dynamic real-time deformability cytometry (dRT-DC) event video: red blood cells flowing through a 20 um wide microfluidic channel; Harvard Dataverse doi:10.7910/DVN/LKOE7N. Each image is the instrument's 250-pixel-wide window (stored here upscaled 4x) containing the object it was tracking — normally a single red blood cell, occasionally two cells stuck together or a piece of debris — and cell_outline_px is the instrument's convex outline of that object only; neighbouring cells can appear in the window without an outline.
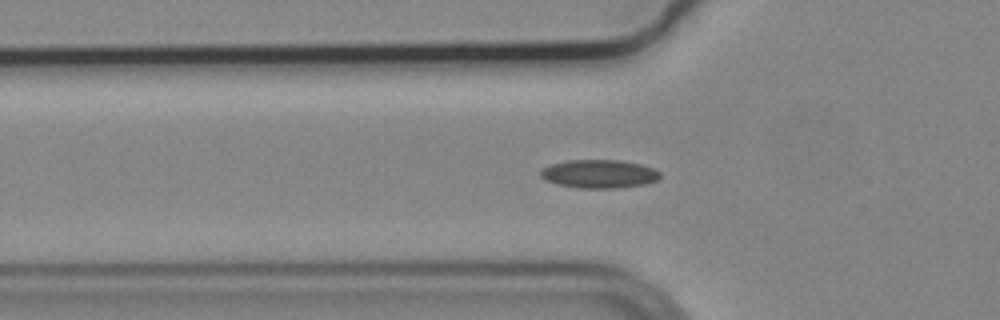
{"species": "common noctule bat (a hibernating species)", "species_latin": "Nyctalus noctula", "temperature_condition": "cold", "stored_images_in_passage": 56, "segment_of_instrument_passage": [1, 2], "camera_frame_rate_fps": 3000, "um_per_image_px": 0.085, "animal": {"sex": "male", "body_mass_g": 19.2, "forearm_length_mm": 51.8}, "frame": {"image": 1, "passage_image": 18, "time_ms": 5.667, "image_size_px": [1000, 320], "cell_outline_px": [[660, 176], [656, 180], [644, 184], [616, 188], [576, 188], [556, 184], [544, 180], [540, 176], [540, 172], [544, 168], [552, 164], [568, 160], [620, 160], [640, 164], [652, 168], [660, 172]], "centroid_in_image_um": [50.89, 14.78], "position_along_channel_um": 74.9, "area_um2": 19.71}}
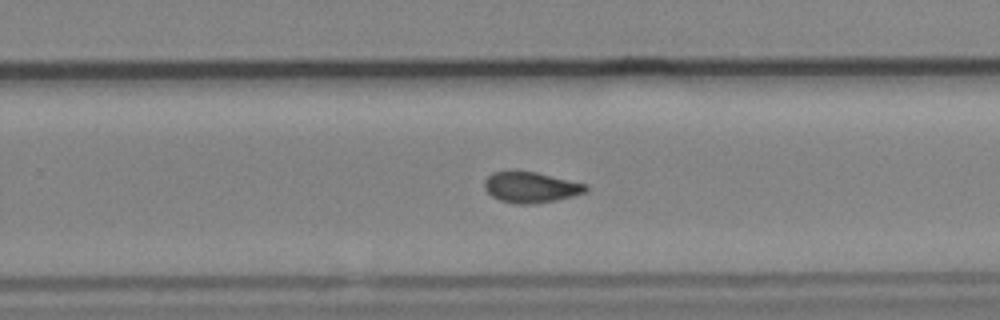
{"frame": {"image": 2, "passage_image": 35, "time_ms": 11.333, "image_size_px": [1000, 320], "cell_outline_px": [[588, 188], [584, 192], [572, 196], [556, 200], [528, 204], [516, 204], [500, 200], [492, 196], [484, 188], [484, 180], [492, 172], [516, 168], [536, 172], [588, 184]], "centroid_in_image_um": [45.07, 15.87], "position_along_channel_um": 284.7, "area_um2": 18.55}}
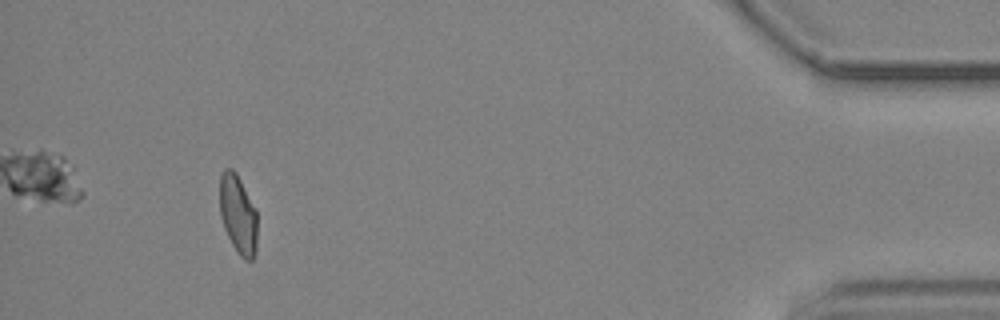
{"frame": {"image": 3, "passage_image": 51, "time_ms": 16.667, "image_size_px": [1000, 320], "cell_outline_px": [[256, 252], [252, 260], [244, 260], [240, 256], [232, 244], [224, 228], [220, 216], [220, 176], [224, 168], [232, 168], [236, 172], [256, 208]], "centroid_in_image_um": [20.23, 18.21], "position_along_channel_um": 415.0, "area_um2": 17.34}}